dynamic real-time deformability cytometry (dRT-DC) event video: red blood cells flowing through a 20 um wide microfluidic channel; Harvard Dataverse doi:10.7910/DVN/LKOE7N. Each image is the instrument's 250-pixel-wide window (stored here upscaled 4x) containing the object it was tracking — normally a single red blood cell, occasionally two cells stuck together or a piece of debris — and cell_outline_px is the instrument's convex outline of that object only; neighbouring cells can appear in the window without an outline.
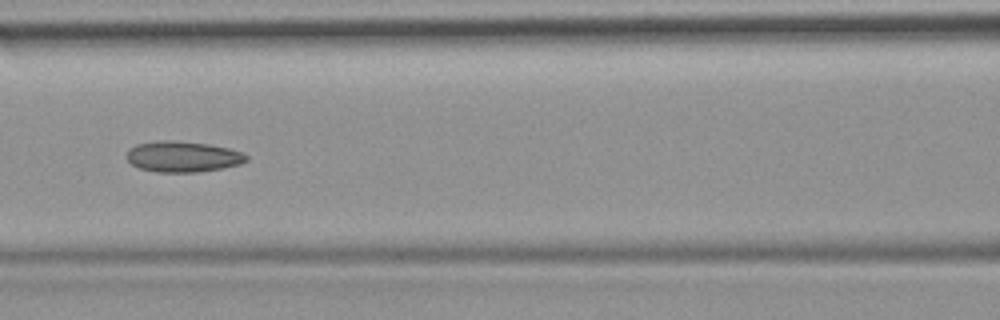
{"species": "common noctule bat (a hibernating species)", "species_latin": "Nyctalus noctula", "temperature_condition": "room temperature", "stored_images_in_passage": 50, "camera_frame_rate_fps": 3000, "um_per_image_px": 0.085, "animal": {"sex": "female", "body_mass_g": 19.9}, "frame": {"image": 1, "passage_image": 22, "time_ms": 7.0, "image_size_px": [1000, 320], "cell_outline_px": [[248, 160], [240, 164], [220, 168], [196, 172], [156, 172], [140, 168], [132, 164], [128, 160], [128, 152], [136, 144], [160, 140], [168, 140], [208, 144], [228, 148], [244, 152], [248, 156]], "centroid_in_image_um": [15.57, 13.31], "position_along_channel_um": 151.0, "area_um2": 21.27}, "authors_computed_cell_mechanics": {"area_um2": 21.2415, "velocity_mm_per_s": 3.9708, "shape_relaxation_time_tau1_ms": null, "shape_relaxation_time_tau2_ms": 3.4829, "deformation_change_tau1": null, "deformation_change_tau2": 0.0917}}